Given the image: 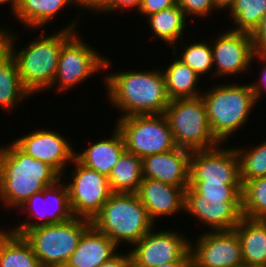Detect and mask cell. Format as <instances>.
<instances>
[{
	"instance_id": "6da1fadb",
	"label": "cell",
	"mask_w": 266,
	"mask_h": 267,
	"mask_svg": "<svg viewBox=\"0 0 266 267\" xmlns=\"http://www.w3.org/2000/svg\"><path fill=\"white\" fill-rule=\"evenodd\" d=\"M73 20L52 35H46L47 30H42L39 34L41 36L33 41L30 40L26 47L18 51L15 49L18 35L9 28L0 27V43L13 56L21 83L31 95L44 90L49 91L52 86L62 45L77 31L78 20L76 18Z\"/></svg>"
},
{
	"instance_id": "7a4b0ae2",
	"label": "cell",
	"mask_w": 266,
	"mask_h": 267,
	"mask_svg": "<svg viewBox=\"0 0 266 267\" xmlns=\"http://www.w3.org/2000/svg\"><path fill=\"white\" fill-rule=\"evenodd\" d=\"M103 79L110 104L123 112L119 118L164 114L170 102L160 69L116 71Z\"/></svg>"
},
{
	"instance_id": "3957f363",
	"label": "cell",
	"mask_w": 266,
	"mask_h": 267,
	"mask_svg": "<svg viewBox=\"0 0 266 267\" xmlns=\"http://www.w3.org/2000/svg\"><path fill=\"white\" fill-rule=\"evenodd\" d=\"M0 148V202L16 208L53 185L61 175L49 164L22 152L12 141Z\"/></svg>"
},
{
	"instance_id": "277c9868",
	"label": "cell",
	"mask_w": 266,
	"mask_h": 267,
	"mask_svg": "<svg viewBox=\"0 0 266 267\" xmlns=\"http://www.w3.org/2000/svg\"><path fill=\"white\" fill-rule=\"evenodd\" d=\"M201 97L212 134L222 145L244 126L258 103L250 83H215Z\"/></svg>"
},
{
	"instance_id": "5b68a950",
	"label": "cell",
	"mask_w": 266,
	"mask_h": 267,
	"mask_svg": "<svg viewBox=\"0 0 266 267\" xmlns=\"http://www.w3.org/2000/svg\"><path fill=\"white\" fill-rule=\"evenodd\" d=\"M91 224L109 237L118 247L123 242L133 245L156 224L136 193H113L103 204Z\"/></svg>"
},
{
	"instance_id": "8992f818",
	"label": "cell",
	"mask_w": 266,
	"mask_h": 267,
	"mask_svg": "<svg viewBox=\"0 0 266 267\" xmlns=\"http://www.w3.org/2000/svg\"><path fill=\"white\" fill-rule=\"evenodd\" d=\"M91 221L73 217L62 223H52L29 229L11 231L22 235L30 244L41 267H64L77 248L82 233Z\"/></svg>"
},
{
	"instance_id": "52a82bcc",
	"label": "cell",
	"mask_w": 266,
	"mask_h": 267,
	"mask_svg": "<svg viewBox=\"0 0 266 267\" xmlns=\"http://www.w3.org/2000/svg\"><path fill=\"white\" fill-rule=\"evenodd\" d=\"M164 115L177 147L196 151L215 148L221 144L212 134L201 96L170 100Z\"/></svg>"
},
{
	"instance_id": "ba28073f",
	"label": "cell",
	"mask_w": 266,
	"mask_h": 267,
	"mask_svg": "<svg viewBox=\"0 0 266 267\" xmlns=\"http://www.w3.org/2000/svg\"><path fill=\"white\" fill-rule=\"evenodd\" d=\"M116 122L126 152L141 159L177 148L164 114L128 116L117 118Z\"/></svg>"
},
{
	"instance_id": "9c48e42d",
	"label": "cell",
	"mask_w": 266,
	"mask_h": 267,
	"mask_svg": "<svg viewBox=\"0 0 266 267\" xmlns=\"http://www.w3.org/2000/svg\"><path fill=\"white\" fill-rule=\"evenodd\" d=\"M108 59L80 38L78 31L75 32L62 45L57 73L50 89L56 85L55 90L62 92L82 84L81 82L99 73L101 69L102 71L109 69L111 62Z\"/></svg>"
},
{
	"instance_id": "30bf717a",
	"label": "cell",
	"mask_w": 266,
	"mask_h": 267,
	"mask_svg": "<svg viewBox=\"0 0 266 267\" xmlns=\"http://www.w3.org/2000/svg\"><path fill=\"white\" fill-rule=\"evenodd\" d=\"M174 230L149 231L133 244L132 267H156L170 262H191V241ZM135 246V247H134Z\"/></svg>"
},
{
	"instance_id": "8fae6325",
	"label": "cell",
	"mask_w": 266,
	"mask_h": 267,
	"mask_svg": "<svg viewBox=\"0 0 266 267\" xmlns=\"http://www.w3.org/2000/svg\"><path fill=\"white\" fill-rule=\"evenodd\" d=\"M67 185L69 205L74 217L92 221L113 194L108 177L80 164L76 159Z\"/></svg>"
},
{
	"instance_id": "7c38bea8",
	"label": "cell",
	"mask_w": 266,
	"mask_h": 267,
	"mask_svg": "<svg viewBox=\"0 0 266 267\" xmlns=\"http://www.w3.org/2000/svg\"><path fill=\"white\" fill-rule=\"evenodd\" d=\"M184 211L208 226L209 231L233 230L243 217L242 197L206 196L188 185Z\"/></svg>"
},
{
	"instance_id": "4fadbf2b",
	"label": "cell",
	"mask_w": 266,
	"mask_h": 267,
	"mask_svg": "<svg viewBox=\"0 0 266 267\" xmlns=\"http://www.w3.org/2000/svg\"><path fill=\"white\" fill-rule=\"evenodd\" d=\"M189 183L242 184L235 147L192 151Z\"/></svg>"
},
{
	"instance_id": "5bb4252c",
	"label": "cell",
	"mask_w": 266,
	"mask_h": 267,
	"mask_svg": "<svg viewBox=\"0 0 266 267\" xmlns=\"http://www.w3.org/2000/svg\"><path fill=\"white\" fill-rule=\"evenodd\" d=\"M197 239L191 242L193 267H244L239 237L234 229L205 231Z\"/></svg>"
},
{
	"instance_id": "9a60e30c",
	"label": "cell",
	"mask_w": 266,
	"mask_h": 267,
	"mask_svg": "<svg viewBox=\"0 0 266 267\" xmlns=\"http://www.w3.org/2000/svg\"><path fill=\"white\" fill-rule=\"evenodd\" d=\"M214 72L212 76L246 73L256 53L251 34L226 28L211 42Z\"/></svg>"
},
{
	"instance_id": "2e32d148",
	"label": "cell",
	"mask_w": 266,
	"mask_h": 267,
	"mask_svg": "<svg viewBox=\"0 0 266 267\" xmlns=\"http://www.w3.org/2000/svg\"><path fill=\"white\" fill-rule=\"evenodd\" d=\"M64 183L65 182L59 179L53 185L47 186L43 191L34 194L24 202L19 208H21V210L24 208L27 217H29L26 221H23V223L19 222V224L15 225L16 227L14 226L10 231H28L34 227L52 223H62L73 218L74 216L69 205L67 185ZM47 199L51 200L50 202L52 203V205L50 204V206H48L49 209L46 207L49 205L47 204V201L49 202ZM44 201H46V203ZM42 203L45 204L43 205L44 207L41 205ZM39 206H42V208ZM51 206L53 209H50ZM43 208H45V210H43Z\"/></svg>"
},
{
	"instance_id": "e0dca14e",
	"label": "cell",
	"mask_w": 266,
	"mask_h": 267,
	"mask_svg": "<svg viewBox=\"0 0 266 267\" xmlns=\"http://www.w3.org/2000/svg\"><path fill=\"white\" fill-rule=\"evenodd\" d=\"M22 152L34 159L40 160L53 167L61 178L66 174L65 167L73 164L75 149L72 143L54 130H34L12 141ZM71 162V163H70Z\"/></svg>"
},
{
	"instance_id": "ac0fdd59",
	"label": "cell",
	"mask_w": 266,
	"mask_h": 267,
	"mask_svg": "<svg viewBox=\"0 0 266 267\" xmlns=\"http://www.w3.org/2000/svg\"><path fill=\"white\" fill-rule=\"evenodd\" d=\"M192 151L177 147L142 159L143 178H151L176 187L189 185Z\"/></svg>"
},
{
	"instance_id": "d6986e66",
	"label": "cell",
	"mask_w": 266,
	"mask_h": 267,
	"mask_svg": "<svg viewBox=\"0 0 266 267\" xmlns=\"http://www.w3.org/2000/svg\"><path fill=\"white\" fill-rule=\"evenodd\" d=\"M186 188L143 178L136 195L146 208L150 219L155 223L161 216L184 212Z\"/></svg>"
},
{
	"instance_id": "ffe728a7",
	"label": "cell",
	"mask_w": 266,
	"mask_h": 267,
	"mask_svg": "<svg viewBox=\"0 0 266 267\" xmlns=\"http://www.w3.org/2000/svg\"><path fill=\"white\" fill-rule=\"evenodd\" d=\"M119 248L92 224L82 233L77 248L64 267H97L109 261Z\"/></svg>"
},
{
	"instance_id": "44dd1931",
	"label": "cell",
	"mask_w": 266,
	"mask_h": 267,
	"mask_svg": "<svg viewBox=\"0 0 266 267\" xmlns=\"http://www.w3.org/2000/svg\"><path fill=\"white\" fill-rule=\"evenodd\" d=\"M113 133V135H112ZM111 138L95 142L83 151H75V159L83 166L109 176L120 156L126 151L124 138L115 126Z\"/></svg>"
},
{
	"instance_id": "7402d4cb",
	"label": "cell",
	"mask_w": 266,
	"mask_h": 267,
	"mask_svg": "<svg viewBox=\"0 0 266 267\" xmlns=\"http://www.w3.org/2000/svg\"><path fill=\"white\" fill-rule=\"evenodd\" d=\"M244 267H266V220L241 218L234 228Z\"/></svg>"
},
{
	"instance_id": "603a6c76",
	"label": "cell",
	"mask_w": 266,
	"mask_h": 267,
	"mask_svg": "<svg viewBox=\"0 0 266 267\" xmlns=\"http://www.w3.org/2000/svg\"><path fill=\"white\" fill-rule=\"evenodd\" d=\"M28 96L32 95L21 83L13 56L0 43V108L10 113Z\"/></svg>"
},
{
	"instance_id": "cb8c5ba5",
	"label": "cell",
	"mask_w": 266,
	"mask_h": 267,
	"mask_svg": "<svg viewBox=\"0 0 266 267\" xmlns=\"http://www.w3.org/2000/svg\"><path fill=\"white\" fill-rule=\"evenodd\" d=\"M69 5L77 6L74 0H19L14 15L27 29L44 30V26Z\"/></svg>"
},
{
	"instance_id": "d4e9b609",
	"label": "cell",
	"mask_w": 266,
	"mask_h": 267,
	"mask_svg": "<svg viewBox=\"0 0 266 267\" xmlns=\"http://www.w3.org/2000/svg\"><path fill=\"white\" fill-rule=\"evenodd\" d=\"M162 72L170 100L196 98L202 95L203 91L197 89L201 77L180 59H173Z\"/></svg>"
},
{
	"instance_id": "484cf974",
	"label": "cell",
	"mask_w": 266,
	"mask_h": 267,
	"mask_svg": "<svg viewBox=\"0 0 266 267\" xmlns=\"http://www.w3.org/2000/svg\"><path fill=\"white\" fill-rule=\"evenodd\" d=\"M187 18L177 3L170 8L147 17L152 33H154L153 35H156L155 37L163 41V43H167L169 46L172 45L174 55L177 54L175 44L180 39L183 42V32H185L184 29L186 23H188Z\"/></svg>"
},
{
	"instance_id": "4316f807",
	"label": "cell",
	"mask_w": 266,
	"mask_h": 267,
	"mask_svg": "<svg viewBox=\"0 0 266 267\" xmlns=\"http://www.w3.org/2000/svg\"><path fill=\"white\" fill-rule=\"evenodd\" d=\"M5 230L0 229V267H41L25 238Z\"/></svg>"
},
{
	"instance_id": "83f0119b",
	"label": "cell",
	"mask_w": 266,
	"mask_h": 267,
	"mask_svg": "<svg viewBox=\"0 0 266 267\" xmlns=\"http://www.w3.org/2000/svg\"><path fill=\"white\" fill-rule=\"evenodd\" d=\"M142 179V159L126 151L120 156L108 176L113 193H136Z\"/></svg>"
},
{
	"instance_id": "f1b7e54d",
	"label": "cell",
	"mask_w": 266,
	"mask_h": 267,
	"mask_svg": "<svg viewBox=\"0 0 266 267\" xmlns=\"http://www.w3.org/2000/svg\"><path fill=\"white\" fill-rule=\"evenodd\" d=\"M266 12V0H234L229 14L234 31L252 34Z\"/></svg>"
},
{
	"instance_id": "f546056e",
	"label": "cell",
	"mask_w": 266,
	"mask_h": 267,
	"mask_svg": "<svg viewBox=\"0 0 266 267\" xmlns=\"http://www.w3.org/2000/svg\"><path fill=\"white\" fill-rule=\"evenodd\" d=\"M242 215L266 220V176L242 184Z\"/></svg>"
},
{
	"instance_id": "4dcf8cb0",
	"label": "cell",
	"mask_w": 266,
	"mask_h": 267,
	"mask_svg": "<svg viewBox=\"0 0 266 267\" xmlns=\"http://www.w3.org/2000/svg\"><path fill=\"white\" fill-rule=\"evenodd\" d=\"M252 147L250 149L235 147L239 159L242 184L246 181L266 176V141L263 140L261 144Z\"/></svg>"
},
{
	"instance_id": "1f68e13d",
	"label": "cell",
	"mask_w": 266,
	"mask_h": 267,
	"mask_svg": "<svg viewBox=\"0 0 266 267\" xmlns=\"http://www.w3.org/2000/svg\"><path fill=\"white\" fill-rule=\"evenodd\" d=\"M210 45H209V44ZM185 46L181 56H178L183 63L188 65L194 70L200 77L203 74H207L209 71H213V56L211 42H191V44H183Z\"/></svg>"
},
{
	"instance_id": "d6a6232c",
	"label": "cell",
	"mask_w": 266,
	"mask_h": 267,
	"mask_svg": "<svg viewBox=\"0 0 266 267\" xmlns=\"http://www.w3.org/2000/svg\"><path fill=\"white\" fill-rule=\"evenodd\" d=\"M199 194L214 197H242V184L189 183Z\"/></svg>"
},
{
	"instance_id": "836d02e7",
	"label": "cell",
	"mask_w": 266,
	"mask_h": 267,
	"mask_svg": "<svg viewBox=\"0 0 266 267\" xmlns=\"http://www.w3.org/2000/svg\"><path fill=\"white\" fill-rule=\"evenodd\" d=\"M185 16L208 17L212 10L217 11L213 0H177Z\"/></svg>"
},
{
	"instance_id": "e575fe53",
	"label": "cell",
	"mask_w": 266,
	"mask_h": 267,
	"mask_svg": "<svg viewBox=\"0 0 266 267\" xmlns=\"http://www.w3.org/2000/svg\"><path fill=\"white\" fill-rule=\"evenodd\" d=\"M142 0H105L96 10L95 12L98 13H116L117 11L124 9H136L139 10L141 6ZM113 11V12H112Z\"/></svg>"
},
{
	"instance_id": "d590c367",
	"label": "cell",
	"mask_w": 266,
	"mask_h": 267,
	"mask_svg": "<svg viewBox=\"0 0 266 267\" xmlns=\"http://www.w3.org/2000/svg\"><path fill=\"white\" fill-rule=\"evenodd\" d=\"M176 3L177 0H142L138 12L141 16L144 15L145 17H148L154 13L172 7Z\"/></svg>"
},
{
	"instance_id": "8d00e7d4",
	"label": "cell",
	"mask_w": 266,
	"mask_h": 267,
	"mask_svg": "<svg viewBox=\"0 0 266 267\" xmlns=\"http://www.w3.org/2000/svg\"><path fill=\"white\" fill-rule=\"evenodd\" d=\"M258 58L259 60H257ZM253 60H257L259 63L262 62L263 68L261 70V76L259 77L258 82H253L250 84L252 91L255 94L257 102L261 100L264 91L266 92V54L264 52H256L253 56Z\"/></svg>"
},
{
	"instance_id": "74e56055",
	"label": "cell",
	"mask_w": 266,
	"mask_h": 267,
	"mask_svg": "<svg viewBox=\"0 0 266 267\" xmlns=\"http://www.w3.org/2000/svg\"><path fill=\"white\" fill-rule=\"evenodd\" d=\"M255 52L266 51V12L261 19L259 26L251 34Z\"/></svg>"
},
{
	"instance_id": "f35d334b",
	"label": "cell",
	"mask_w": 266,
	"mask_h": 267,
	"mask_svg": "<svg viewBox=\"0 0 266 267\" xmlns=\"http://www.w3.org/2000/svg\"><path fill=\"white\" fill-rule=\"evenodd\" d=\"M121 253V251L119 253L117 252V254L109 261L102 263L97 267H132L130 254Z\"/></svg>"
},
{
	"instance_id": "ab89813d",
	"label": "cell",
	"mask_w": 266,
	"mask_h": 267,
	"mask_svg": "<svg viewBox=\"0 0 266 267\" xmlns=\"http://www.w3.org/2000/svg\"><path fill=\"white\" fill-rule=\"evenodd\" d=\"M78 7H82L83 10H89L94 12L105 0H74Z\"/></svg>"
},
{
	"instance_id": "60d3db41",
	"label": "cell",
	"mask_w": 266,
	"mask_h": 267,
	"mask_svg": "<svg viewBox=\"0 0 266 267\" xmlns=\"http://www.w3.org/2000/svg\"><path fill=\"white\" fill-rule=\"evenodd\" d=\"M214 1V6L216 7L217 10H226L232 6L234 0H213ZM227 7V8H226Z\"/></svg>"
},
{
	"instance_id": "b9f144b4",
	"label": "cell",
	"mask_w": 266,
	"mask_h": 267,
	"mask_svg": "<svg viewBox=\"0 0 266 267\" xmlns=\"http://www.w3.org/2000/svg\"><path fill=\"white\" fill-rule=\"evenodd\" d=\"M191 262H170L158 265L156 267H190Z\"/></svg>"
},
{
	"instance_id": "7bdbcfd3",
	"label": "cell",
	"mask_w": 266,
	"mask_h": 267,
	"mask_svg": "<svg viewBox=\"0 0 266 267\" xmlns=\"http://www.w3.org/2000/svg\"><path fill=\"white\" fill-rule=\"evenodd\" d=\"M18 2H19V0H0V4H7V3L9 4L10 3L9 5H10L11 10L13 11L12 12L13 16L17 10Z\"/></svg>"
}]
</instances>
